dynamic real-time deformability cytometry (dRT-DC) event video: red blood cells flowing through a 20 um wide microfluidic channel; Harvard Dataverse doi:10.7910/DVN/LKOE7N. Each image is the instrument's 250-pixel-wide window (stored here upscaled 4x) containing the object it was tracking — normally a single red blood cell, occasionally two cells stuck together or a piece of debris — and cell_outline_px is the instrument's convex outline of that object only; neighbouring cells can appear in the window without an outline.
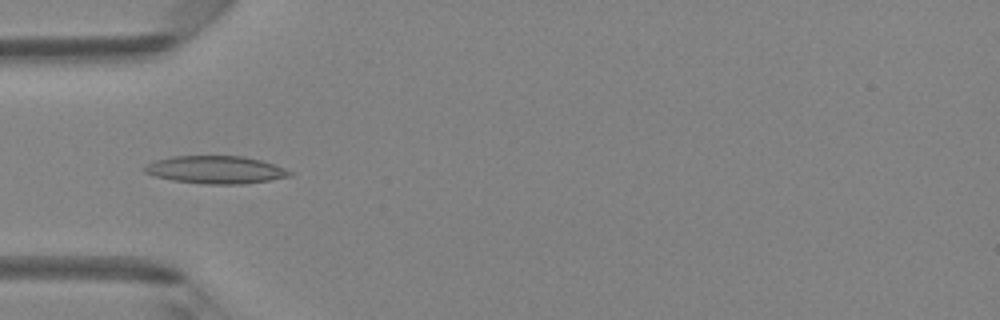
{"species": "Egyptian fruit bat (a non-hibernating species)", "species_latin": "Rousettus aegyptiacus", "temperature_condition": "room temperature", "stored_images_in_passage": 4, "camera_frame_rate_fps": 3000, "um_per_image_px": 0.085, "animal": {"sex": "female"}, "frame": {"image": 1, "passage_image": 1, "time_ms": 0.0, "image_size_px": [1000, 320], "cell_outline_px": [[292, 176], [244, 184], [204, 184], [172, 180], [156, 176], [144, 172], [144, 168], [148, 164], [156, 160], [172, 156], [240, 156], [260, 160], [284, 168], [292, 172]], "centroid_in_image_um": [18.33, 14.43], "position_along_channel_um": 66.7, "area_um2": 23.18}}